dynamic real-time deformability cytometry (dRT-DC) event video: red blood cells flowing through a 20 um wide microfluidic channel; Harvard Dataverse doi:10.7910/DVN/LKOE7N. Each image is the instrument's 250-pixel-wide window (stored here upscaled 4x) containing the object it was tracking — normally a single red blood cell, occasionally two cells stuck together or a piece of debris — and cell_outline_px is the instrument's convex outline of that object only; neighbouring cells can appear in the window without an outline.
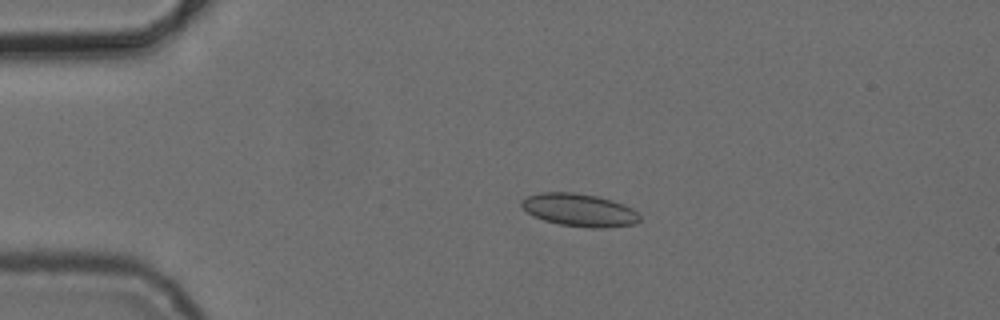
{"species": "common noctule bat (a hibernating species)", "species_latin": "Nyctalus noctula", "temperature_condition": "cold", "stored_images_in_passage": 4, "camera_frame_rate_fps": 3000, "um_per_image_px": 0.085, "animal": {"sex": "female", "body_mass_g": 24.6, "forearm_length_mm": 56.2}, "frame": {"image": 1, "passage_image": 3, "time_ms": 2.333, "image_size_px": [1000, 320], "cell_outline_px": [[640, 220], [636, 224], [600, 228], [592, 228], [560, 224], [544, 220], [528, 212], [520, 204], [520, 200], [528, 196], [540, 192], [572, 192], [596, 196], [612, 200], [624, 204], [632, 208], [640, 216]], "centroid_in_image_um": [49.26, 17.84], "position_along_channel_um": 35.7, "area_um2": 22.43}}